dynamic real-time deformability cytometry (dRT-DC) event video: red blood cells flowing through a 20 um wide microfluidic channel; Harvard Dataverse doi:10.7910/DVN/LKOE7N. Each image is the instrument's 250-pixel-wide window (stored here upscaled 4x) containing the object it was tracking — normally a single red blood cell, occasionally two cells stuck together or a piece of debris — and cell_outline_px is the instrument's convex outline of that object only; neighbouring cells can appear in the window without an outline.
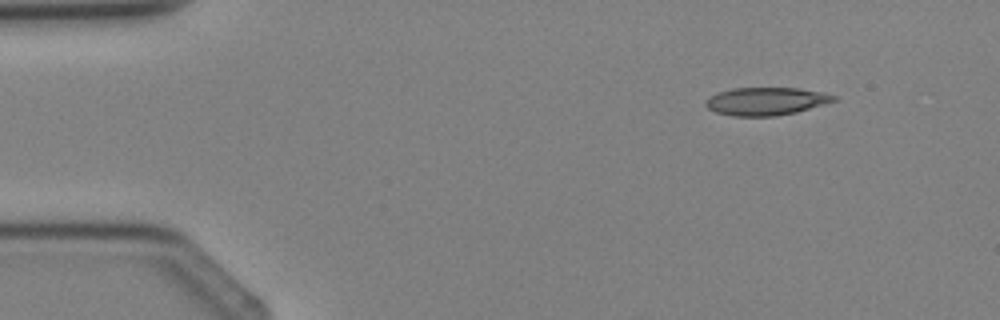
{"species": "Egyptian fruit bat (a non-hibernating species)", "species_latin": "Rousettus aegyptiacus", "temperature_condition": "cold", "stored_images_in_passage": 3, "camera_frame_rate_fps": 3000, "um_per_image_px": 0.085, "animal": {"sex": "female"}, "frame": {"image": 1, "passage_image": 1, "time_ms": 0.0, "image_size_px": [1000, 320], "cell_outline_px": [[836, 100], [796, 112], [776, 116], [732, 116], [716, 112], [708, 108], [704, 104], [704, 100], [720, 92], [732, 88], [796, 88], [824, 92], [836, 96]], "centroid_in_image_um": [65.09, 8.61], "position_along_channel_um": 19.9, "area_um2": 20.63}}